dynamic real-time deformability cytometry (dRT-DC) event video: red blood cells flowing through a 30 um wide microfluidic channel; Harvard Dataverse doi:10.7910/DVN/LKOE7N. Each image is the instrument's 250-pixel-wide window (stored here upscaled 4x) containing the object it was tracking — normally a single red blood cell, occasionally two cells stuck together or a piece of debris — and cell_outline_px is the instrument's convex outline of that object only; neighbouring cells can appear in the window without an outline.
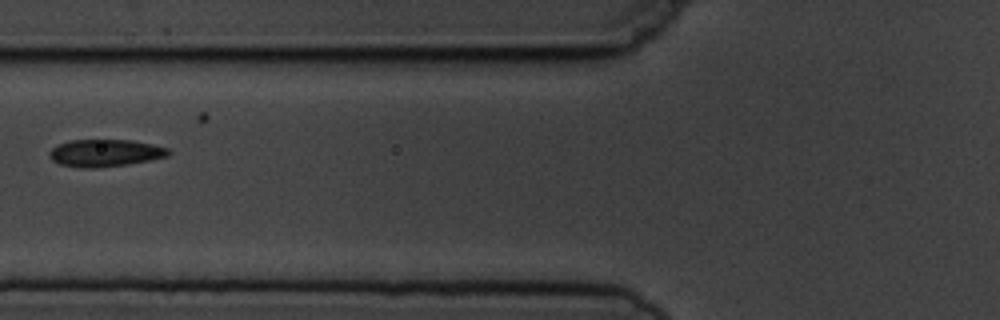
{"species": "common noctule bat (a hibernating species)", "species_latin": "Nyctalus noctula", "temperature_condition": "cold", "stored_images_in_passage": 4, "camera_frame_rate_fps": 3000, "um_per_image_px": 0.085, "animal": {"sex": "male", "body_mass_g": 19.5, "forearm_length_mm": 54.6}, "frame": {"image": 1, "passage_image": 4, "time_ms": 3.333, "image_size_px": [1000, 320], "cell_outline_px": [[172, 152], [168, 156], [148, 160], [124, 164], [96, 168], [84, 168], [60, 164], [52, 160], [48, 156], [48, 152], [56, 144], [68, 140], [132, 140], [152, 144], [168, 148]], "centroid_in_image_um": [8.89, 12.99], "position_along_channel_um": 116.9, "area_um2": 18.9}}